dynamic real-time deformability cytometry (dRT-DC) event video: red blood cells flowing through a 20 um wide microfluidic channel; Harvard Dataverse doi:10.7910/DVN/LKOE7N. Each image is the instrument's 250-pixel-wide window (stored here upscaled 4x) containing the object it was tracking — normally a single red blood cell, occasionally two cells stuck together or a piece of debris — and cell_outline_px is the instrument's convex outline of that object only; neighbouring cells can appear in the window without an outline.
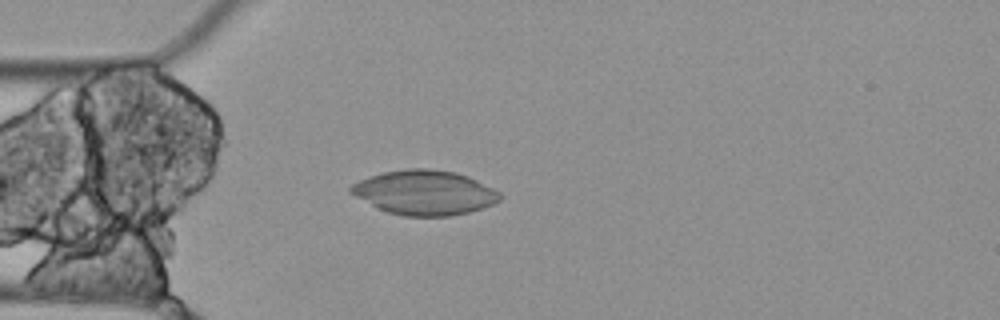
{"species": "Egyptian fruit bat (a non-hibernating species)", "species_latin": "Rousettus aegyptiacus", "temperature_condition": "cold", "stored_images_in_passage": 4, "camera_frame_rate_fps": 3000, "um_per_image_px": 0.085, "animal": {"sex": "female"}, "frame": {"image": 1, "passage_image": 4, "time_ms": 1.0, "image_size_px": [1000, 320], "cell_outline_px": [[504, 196], [500, 200], [492, 204], [468, 212], [452, 216], [404, 216], [388, 212], [376, 208], [348, 192], [348, 188], [352, 184], [368, 176], [380, 172], [408, 168], [428, 168], [456, 172], [468, 176], [500, 192]], "centroid_in_image_um": [36.05, 16.36], "position_along_channel_um": 48.9, "area_um2": 38.96}}